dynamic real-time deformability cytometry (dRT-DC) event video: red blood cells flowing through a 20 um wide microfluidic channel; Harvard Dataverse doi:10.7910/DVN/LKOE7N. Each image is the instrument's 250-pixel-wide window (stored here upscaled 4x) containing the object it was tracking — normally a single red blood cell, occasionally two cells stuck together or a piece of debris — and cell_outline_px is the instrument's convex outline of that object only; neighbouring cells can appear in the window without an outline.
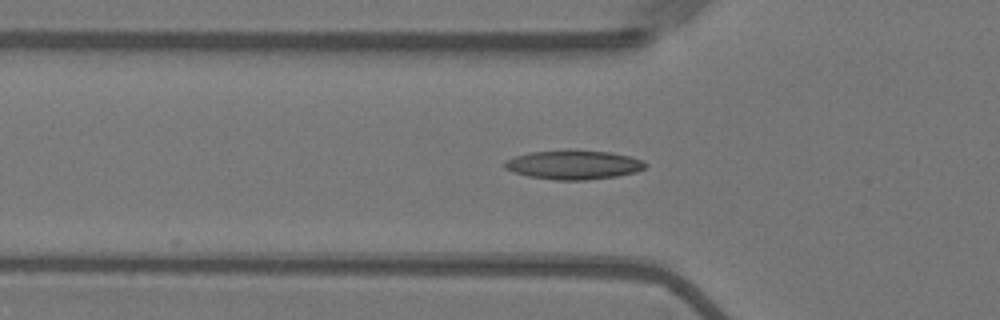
{"species": "Egyptian fruit bat (a non-hibernating species)", "species_latin": "Rousettus aegyptiacus", "temperature_condition": "warm", "stored_images_in_passage": 18, "camera_frame_rate_fps": 3000, "um_per_image_px": 0.085, "animal": {"sex": "female"}, "frame": {"image": 1, "passage_image": 4, "time_ms": 1.0, "image_size_px": [1000, 320], "cell_outline_px": [[648, 164], [644, 168], [636, 172], [616, 176], [588, 180], [556, 180], [528, 176], [512, 172], [504, 168], [500, 164], [504, 160], [516, 156], [532, 152], [608, 152], [628, 156], [644, 160]], "centroid_in_image_um": [48.72, 14.04], "position_along_channel_um": 77.1, "area_um2": 23.29}}
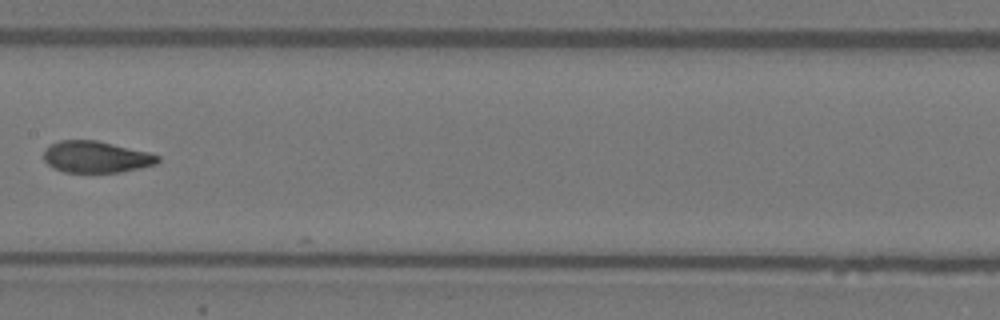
{"frame": {"image": 2, "passage_image": 14, "time_ms": 4.333, "image_size_px": [1000, 320], "cell_outline_px": [[160, 160], [156, 164], [140, 168], [120, 172], [64, 172], [52, 168], [44, 160], [44, 152], [48, 144], [60, 140], [96, 140], [148, 152], [160, 156]], "centroid_in_image_um": [8.14, 13.34], "position_along_channel_um": 199.3, "area_um2": 21.04}}
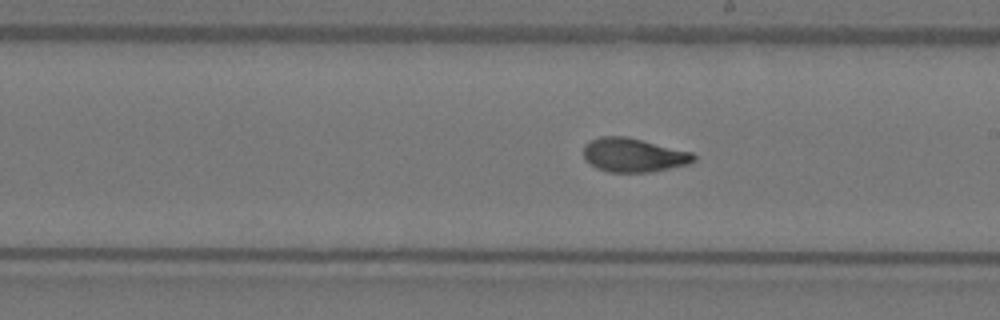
{"frame": {"image": 3, "passage_image": 17, "time_ms": 5.333, "image_size_px": [1000, 320], "cell_outline_px": [[696, 160], [688, 164], [648, 172], [608, 172], [596, 168], [584, 160], [584, 144], [588, 140], [600, 136], [628, 136], [692, 152], [696, 156]], "centroid_in_image_um": [53.81, 13.17], "position_along_channel_um": 235.2, "area_um2": 21.96}}